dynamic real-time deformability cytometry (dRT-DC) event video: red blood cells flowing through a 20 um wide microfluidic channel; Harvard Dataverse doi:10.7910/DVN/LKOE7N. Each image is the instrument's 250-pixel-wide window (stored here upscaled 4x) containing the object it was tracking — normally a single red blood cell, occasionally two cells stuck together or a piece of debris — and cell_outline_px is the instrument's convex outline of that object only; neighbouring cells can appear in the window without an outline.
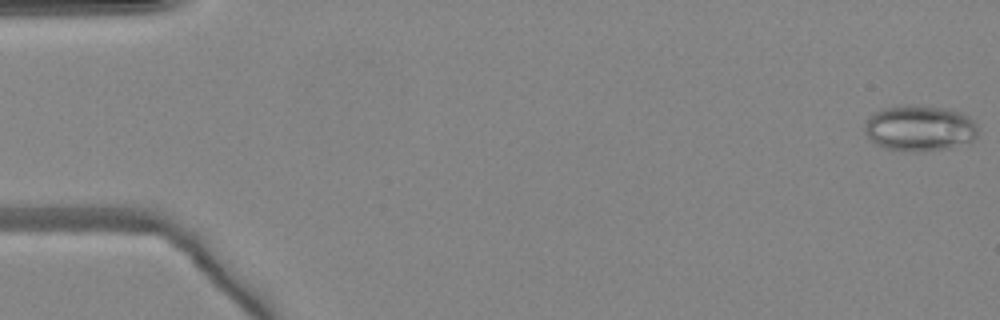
{"species": "common noctule bat (a hibernating species)", "species_latin": "Nyctalus noctula", "temperature_condition": "warm", "stored_images_in_passage": 15, "camera_frame_rate_fps": 3000, "um_per_image_px": 0.085, "animal": {"sex": "female", "body_mass_g": 24.6, "forearm_length_mm": 56.2}, "frame": {"image": 1, "passage_image": 1, "time_ms": 0.0, "image_size_px": [1000, 320], "cell_outline_px": [[976, 136], [968, 144], [948, 148], [924, 152], [912, 152], [884, 148], [876, 144], [864, 132], [864, 124], [868, 116], [872, 112], [880, 108], [900, 104], [920, 104], [948, 108], [960, 112], [968, 116], [976, 124]], "centroid_in_image_um": [78.13, 10.87], "position_along_channel_um": 6.9, "area_um2": 31.15}}